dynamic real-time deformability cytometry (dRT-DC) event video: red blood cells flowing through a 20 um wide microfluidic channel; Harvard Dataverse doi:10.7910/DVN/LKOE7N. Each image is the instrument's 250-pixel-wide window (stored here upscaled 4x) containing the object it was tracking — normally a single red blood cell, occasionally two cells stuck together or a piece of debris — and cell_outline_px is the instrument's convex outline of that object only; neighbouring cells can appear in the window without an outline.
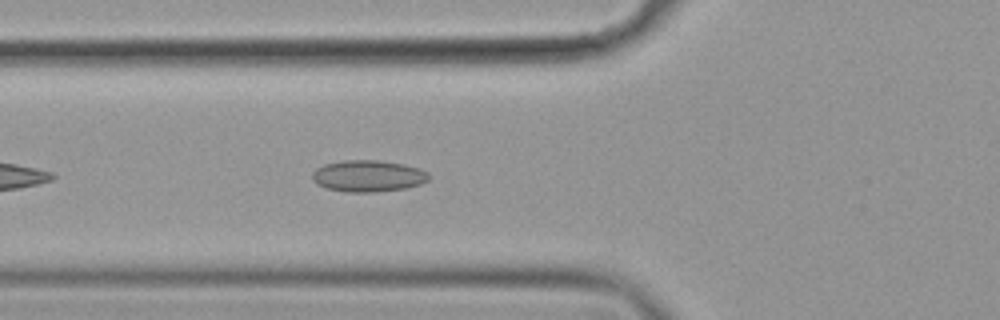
{"species": "common noctule bat (a hibernating species)", "species_latin": "Nyctalus noctula", "temperature_condition": "cold", "stored_images_in_passage": 34, "camera_frame_rate_fps": 3000, "um_per_image_px": 0.085, "animal": {"sex": "female", "body_mass_g": 19.9}, "frame": {"image": 1, "passage_image": 3, "time_ms": 0.667, "image_size_px": [1000, 320], "cell_outline_px": [[428, 180], [420, 184], [404, 188], [372, 192], [348, 192], [328, 188], [316, 184], [312, 180], [312, 172], [316, 168], [324, 164], [344, 160], [380, 160], [404, 164], [420, 168], [428, 172]], "centroid_in_image_um": [31.27, 14.94], "position_along_channel_um": 94.5, "area_um2": 21.44}}
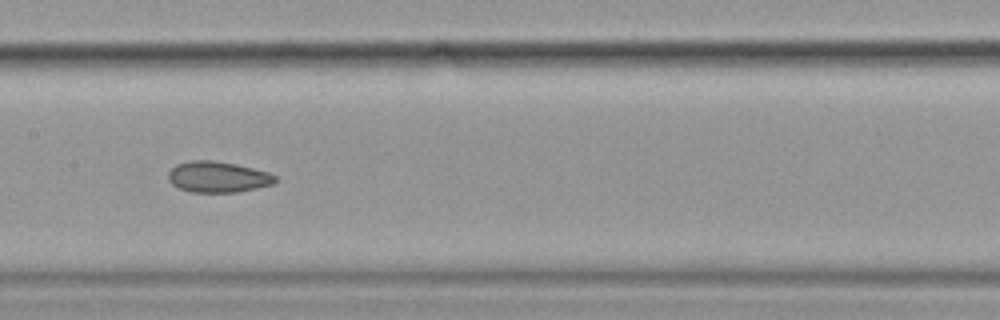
{"frame": {"image": 2, "passage_image": 11, "time_ms": 3.333, "image_size_px": [1000, 320], "cell_outline_px": [[276, 180], [272, 184], [256, 188], [236, 192], [192, 192], [180, 188], [172, 184], [168, 180], [168, 172], [176, 164], [192, 160], [212, 160], [236, 164], [268, 172], [276, 176]], "centroid_in_image_um": [18.49, 15.03], "position_along_channel_um": 188.9, "area_um2": 19.19}}
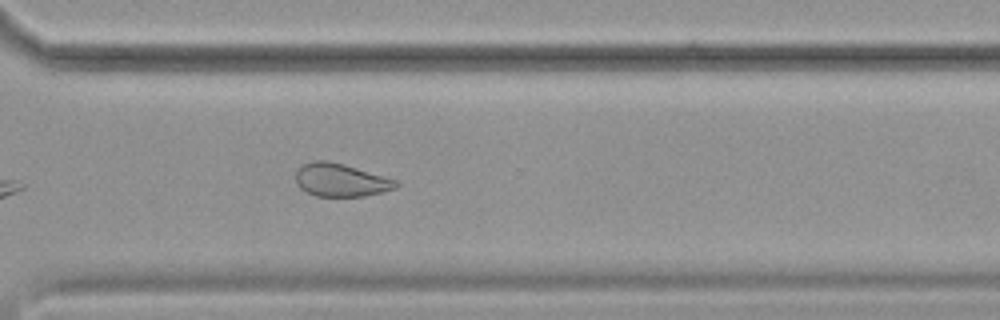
{"frame": {"image": 3, "passage_image": 24, "time_ms": 7.667, "image_size_px": [1000, 320], "cell_outline_px": [[400, 184], [396, 188], [364, 196], [316, 196], [300, 188], [296, 180], [296, 172], [300, 164], [316, 160], [328, 160], [344, 164], [396, 180]], "centroid_in_image_um": [28.94, 15.29], "position_along_channel_um": 341.7, "area_um2": 19.19}, "authors_computed_cell_mechanics": {"area_um2": 19.7965, "velocity_mm_per_s": 3.5268, "shape_relaxation_time_tau1_ms": null, "shape_relaxation_time_tau2_ms": 3.1913, "deformation_change_tau1": null, "deformation_change_tau2": 0.0875}}